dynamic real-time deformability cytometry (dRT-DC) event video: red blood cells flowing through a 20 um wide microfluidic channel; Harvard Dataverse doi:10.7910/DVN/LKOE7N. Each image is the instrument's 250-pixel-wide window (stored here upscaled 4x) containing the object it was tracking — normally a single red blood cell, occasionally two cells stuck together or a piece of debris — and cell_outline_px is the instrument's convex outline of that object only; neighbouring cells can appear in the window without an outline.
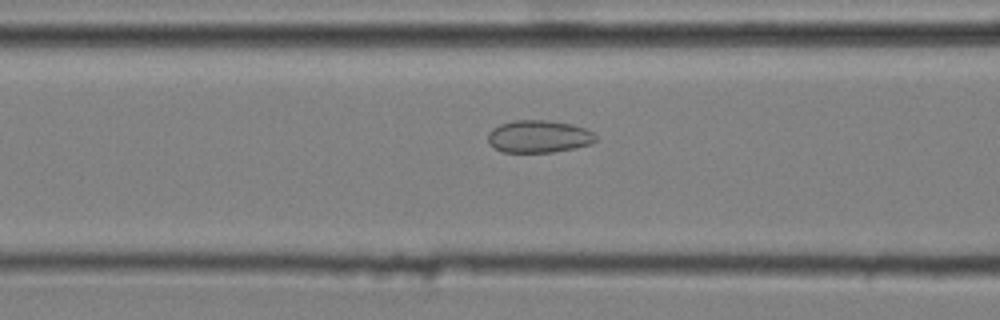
{"species": "common noctule bat (a hibernating species)", "species_latin": "Nyctalus noctula", "temperature_condition": "cold", "stored_images_in_passage": 48, "camera_frame_rate_fps": 3000, "um_per_image_px": 0.085, "animal": {"sex": "male", "body_mass_g": 20.4}, "frame": {"image": 1, "passage_image": 21, "time_ms": 6.667, "image_size_px": [1000, 320], "cell_outline_px": [[596, 140], [592, 144], [576, 148], [552, 152], [504, 152], [488, 144], [488, 132], [492, 128], [500, 124], [516, 120], [548, 120], [572, 124], [584, 128], [592, 132], [596, 136]], "centroid_in_image_um": [45.79, 11.6], "position_along_channel_um": 120.8, "area_um2": 20.46}}
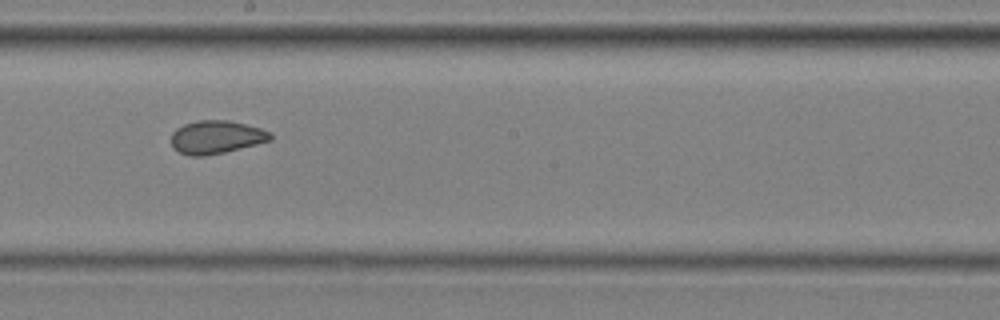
{"frame": {"image": 2, "passage_image": 30, "time_ms": 9.667, "image_size_px": [1000, 320], "cell_outline_px": [[272, 140], [224, 152], [204, 156], [188, 156], [172, 148], [172, 132], [176, 128], [184, 124], [196, 120], [228, 120], [260, 128], [272, 132]], "centroid_in_image_um": [18.36, 11.65], "position_along_channel_um": 229.8, "area_um2": 19.19}}
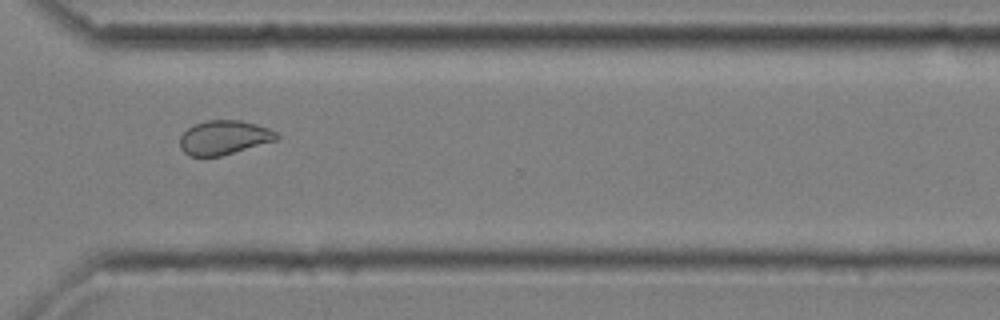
{"frame": {"image": 3, "passage_image": 40, "time_ms": 13.0, "image_size_px": [1000, 320], "cell_outline_px": [[280, 136], [276, 140], [220, 156], [188, 156], [180, 148], [180, 136], [188, 128], [196, 124], [208, 120], [240, 120], [256, 124], [268, 128], [276, 132]], "centroid_in_image_um": [19.03, 11.69], "position_along_channel_um": 351.6, "area_um2": 19.07}, "authors_computed_cell_mechanics": {"area_um2": 20.2589, "velocity_mm_per_s": 3.6357, "shape_relaxation_time_tau1_ms": null, "shape_relaxation_time_tau2_ms": 1.7741, "deformation_change_tau1": null, "deformation_change_tau2": 0.071}}